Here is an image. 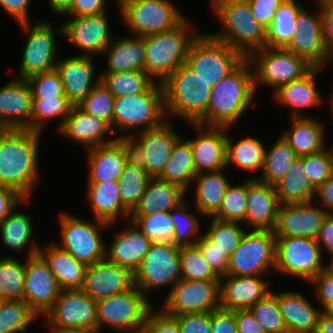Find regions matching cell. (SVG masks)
<instances>
[{
  "instance_id": "cell-1",
  "label": "cell",
  "mask_w": 333,
  "mask_h": 333,
  "mask_svg": "<svg viewBox=\"0 0 333 333\" xmlns=\"http://www.w3.org/2000/svg\"><path fill=\"white\" fill-rule=\"evenodd\" d=\"M43 132L7 129L0 136V185L32 198L40 183L39 143Z\"/></svg>"
},
{
  "instance_id": "cell-2",
  "label": "cell",
  "mask_w": 333,
  "mask_h": 333,
  "mask_svg": "<svg viewBox=\"0 0 333 333\" xmlns=\"http://www.w3.org/2000/svg\"><path fill=\"white\" fill-rule=\"evenodd\" d=\"M255 92L253 68L246 58L212 87L207 111L196 123L231 129L249 109Z\"/></svg>"
},
{
  "instance_id": "cell-3",
  "label": "cell",
  "mask_w": 333,
  "mask_h": 333,
  "mask_svg": "<svg viewBox=\"0 0 333 333\" xmlns=\"http://www.w3.org/2000/svg\"><path fill=\"white\" fill-rule=\"evenodd\" d=\"M222 30L210 35L248 58L266 44V28L253 16L247 0H222L213 7Z\"/></svg>"
},
{
  "instance_id": "cell-4",
  "label": "cell",
  "mask_w": 333,
  "mask_h": 333,
  "mask_svg": "<svg viewBox=\"0 0 333 333\" xmlns=\"http://www.w3.org/2000/svg\"><path fill=\"white\" fill-rule=\"evenodd\" d=\"M200 34L186 18L169 31L145 36V72L158 83H163L185 63L189 48Z\"/></svg>"
},
{
  "instance_id": "cell-5",
  "label": "cell",
  "mask_w": 333,
  "mask_h": 333,
  "mask_svg": "<svg viewBox=\"0 0 333 333\" xmlns=\"http://www.w3.org/2000/svg\"><path fill=\"white\" fill-rule=\"evenodd\" d=\"M166 117L196 123L207 111L212 87L185 63L163 83Z\"/></svg>"
},
{
  "instance_id": "cell-6",
  "label": "cell",
  "mask_w": 333,
  "mask_h": 333,
  "mask_svg": "<svg viewBox=\"0 0 333 333\" xmlns=\"http://www.w3.org/2000/svg\"><path fill=\"white\" fill-rule=\"evenodd\" d=\"M167 119L162 83L154 82L142 93L114 99L113 132H121V137H132L138 129L142 132L157 128Z\"/></svg>"
},
{
  "instance_id": "cell-7",
  "label": "cell",
  "mask_w": 333,
  "mask_h": 333,
  "mask_svg": "<svg viewBox=\"0 0 333 333\" xmlns=\"http://www.w3.org/2000/svg\"><path fill=\"white\" fill-rule=\"evenodd\" d=\"M58 225L61 243L55 244L76 260L89 266L105 259L107 244L103 241L101 231L111 227V224L97 219L90 222L74 214L61 212Z\"/></svg>"
},
{
  "instance_id": "cell-8",
  "label": "cell",
  "mask_w": 333,
  "mask_h": 333,
  "mask_svg": "<svg viewBox=\"0 0 333 333\" xmlns=\"http://www.w3.org/2000/svg\"><path fill=\"white\" fill-rule=\"evenodd\" d=\"M246 58L209 33L191 44L185 64L211 87L233 72Z\"/></svg>"
},
{
  "instance_id": "cell-9",
  "label": "cell",
  "mask_w": 333,
  "mask_h": 333,
  "mask_svg": "<svg viewBox=\"0 0 333 333\" xmlns=\"http://www.w3.org/2000/svg\"><path fill=\"white\" fill-rule=\"evenodd\" d=\"M119 14L127 31L139 37L169 31L187 18L170 0H123Z\"/></svg>"
},
{
  "instance_id": "cell-10",
  "label": "cell",
  "mask_w": 333,
  "mask_h": 333,
  "mask_svg": "<svg viewBox=\"0 0 333 333\" xmlns=\"http://www.w3.org/2000/svg\"><path fill=\"white\" fill-rule=\"evenodd\" d=\"M247 59L253 68L255 90L259 85H265L272 87L274 92L282 85L303 78L314 68L304 58L285 48L264 47Z\"/></svg>"
},
{
  "instance_id": "cell-11",
  "label": "cell",
  "mask_w": 333,
  "mask_h": 333,
  "mask_svg": "<svg viewBox=\"0 0 333 333\" xmlns=\"http://www.w3.org/2000/svg\"><path fill=\"white\" fill-rule=\"evenodd\" d=\"M134 286L132 289L96 301L98 331L104 325L117 332L143 328L150 310L154 307L152 301Z\"/></svg>"
},
{
  "instance_id": "cell-12",
  "label": "cell",
  "mask_w": 333,
  "mask_h": 333,
  "mask_svg": "<svg viewBox=\"0 0 333 333\" xmlns=\"http://www.w3.org/2000/svg\"><path fill=\"white\" fill-rule=\"evenodd\" d=\"M276 236L271 230L245 231L229 258L226 275L258 276L275 271ZM273 270V271H272Z\"/></svg>"
},
{
  "instance_id": "cell-13",
  "label": "cell",
  "mask_w": 333,
  "mask_h": 333,
  "mask_svg": "<svg viewBox=\"0 0 333 333\" xmlns=\"http://www.w3.org/2000/svg\"><path fill=\"white\" fill-rule=\"evenodd\" d=\"M323 254L316 239L276 237L275 272L310 282L324 270Z\"/></svg>"
},
{
  "instance_id": "cell-14",
  "label": "cell",
  "mask_w": 333,
  "mask_h": 333,
  "mask_svg": "<svg viewBox=\"0 0 333 333\" xmlns=\"http://www.w3.org/2000/svg\"><path fill=\"white\" fill-rule=\"evenodd\" d=\"M180 248L175 244L152 243L138 270L134 284L148 298L149 292L162 287L171 288L182 279Z\"/></svg>"
},
{
  "instance_id": "cell-15",
  "label": "cell",
  "mask_w": 333,
  "mask_h": 333,
  "mask_svg": "<svg viewBox=\"0 0 333 333\" xmlns=\"http://www.w3.org/2000/svg\"><path fill=\"white\" fill-rule=\"evenodd\" d=\"M162 304L159 309L171 316L211 312L220 307V280L181 279Z\"/></svg>"
},
{
  "instance_id": "cell-16",
  "label": "cell",
  "mask_w": 333,
  "mask_h": 333,
  "mask_svg": "<svg viewBox=\"0 0 333 333\" xmlns=\"http://www.w3.org/2000/svg\"><path fill=\"white\" fill-rule=\"evenodd\" d=\"M50 21L37 20L19 24L29 35L23 48L22 59L16 78L27 79L34 74L55 69L58 62L56 57L57 43L55 31Z\"/></svg>"
},
{
  "instance_id": "cell-17",
  "label": "cell",
  "mask_w": 333,
  "mask_h": 333,
  "mask_svg": "<svg viewBox=\"0 0 333 333\" xmlns=\"http://www.w3.org/2000/svg\"><path fill=\"white\" fill-rule=\"evenodd\" d=\"M44 318L47 328L81 327L98 330L97 303L82 289L62 290Z\"/></svg>"
},
{
  "instance_id": "cell-18",
  "label": "cell",
  "mask_w": 333,
  "mask_h": 333,
  "mask_svg": "<svg viewBox=\"0 0 333 333\" xmlns=\"http://www.w3.org/2000/svg\"><path fill=\"white\" fill-rule=\"evenodd\" d=\"M316 8L315 13L306 7L299 13L296 31L285 49L304 58L314 68H323L330 62L331 53L324 42L320 6Z\"/></svg>"
},
{
  "instance_id": "cell-19",
  "label": "cell",
  "mask_w": 333,
  "mask_h": 333,
  "mask_svg": "<svg viewBox=\"0 0 333 333\" xmlns=\"http://www.w3.org/2000/svg\"><path fill=\"white\" fill-rule=\"evenodd\" d=\"M107 12L99 15L71 17L60 26V32L79 49L82 56L103 54L113 40ZM112 35V36H111Z\"/></svg>"
},
{
  "instance_id": "cell-20",
  "label": "cell",
  "mask_w": 333,
  "mask_h": 333,
  "mask_svg": "<svg viewBox=\"0 0 333 333\" xmlns=\"http://www.w3.org/2000/svg\"><path fill=\"white\" fill-rule=\"evenodd\" d=\"M25 261L23 300L43 317L53 307L62 289L39 254L26 257Z\"/></svg>"
},
{
  "instance_id": "cell-21",
  "label": "cell",
  "mask_w": 333,
  "mask_h": 333,
  "mask_svg": "<svg viewBox=\"0 0 333 333\" xmlns=\"http://www.w3.org/2000/svg\"><path fill=\"white\" fill-rule=\"evenodd\" d=\"M199 133L187 139L191 145L196 174L217 172L226 168L227 135L229 128L209 127L191 123ZM197 130V131H196Z\"/></svg>"
},
{
  "instance_id": "cell-22",
  "label": "cell",
  "mask_w": 333,
  "mask_h": 333,
  "mask_svg": "<svg viewBox=\"0 0 333 333\" xmlns=\"http://www.w3.org/2000/svg\"><path fill=\"white\" fill-rule=\"evenodd\" d=\"M318 206L313 202L281 204L274 229L275 236L316 239L327 215V212Z\"/></svg>"
},
{
  "instance_id": "cell-23",
  "label": "cell",
  "mask_w": 333,
  "mask_h": 333,
  "mask_svg": "<svg viewBox=\"0 0 333 333\" xmlns=\"http://www.w3.org/2000/svg\"><path fill=\"white\" fill-rule=\"evenodd\" d=\"M135 286L134 274L106 259L86 267L83 291L93 300L124 293Z\"/></svg>"
},
{
  "instance_id": "cell-24",
  "label": "cell",
  "mask_w": 333,
  "mask_h": 333,
  "mask_svg": "<svg viewBox=\"0 0 333 333\" xmlns=\"http://www.w3.org/2000/svg\"><path fill=\"white\" fill-rule=\"evenodd\" d=\"M281 202L275 187L256 177L248 178L245 224L252 229L274 231Z\"/></svg>"
},
{
  "instance_id": "cell-25",
  "label": "cell",
  "mask_w": 333,
  "mask_h": 333,
  "mask_svg": "<svg viewBox=\"0 0 333 333\" xmlns=\"http://www.w3.org/2000/svg\"><path fill=\"white\" fill-rule=\"evenodd\" d=\"M33 97L26 79L14 78L0 87V120L7 129L31 130Z\"/></svg>"
},
{
  "instance_id": "cell-26",
  "label": "cell",
  "mask_w": 333,
  "mask_h": 333,
  "mask_svg": "<svg viewBox=\"0 0 333 333\" xmlns=\"http://www.w3.org/2000/svg\"><path fill=\"white\" fill-rule=\"evenodd\" d=\"M92 56H72L58 60L55 69L60 75L66 97L75 106L99 83L95 78Z\"/></svg>"
},
{
  "instance_id": "cell-27",
  "label": "cell",
  "mask_w": 333,
  "mask_h": 333,
  "mask_svg": "<svg viewBox=\"0 0 333 333\" xmlns=\"http://www.w3.org/2000/svg\"><path fill=\"white\" fill-rule=\"evenodd\" d=\"M126 223L127 227H124L125 229L121 232H117L113 236L112 244L109 247L106 246L105 259L129 269L134 274L148 253L152 241L134 222L127 220Z\"/></svg>"
},
{
  "instance_id": "cell-28",
  "label": "cell",
  "mask_w": 333,
  "mask_h": 333,
  "mask_svg": "<svg viewBox=\"0 0 333 333\" xmlns=\"http://www.w3.org/2000/svg\"><path fill=\"white\" fill-rule=\"evenodd\" d=\"M263 276L220 277V307L228 310L248 309L263 299L272 290Z\"/></svg>"
},
{
  "instance_id": "cell-29",
  "label": "cell",
  "mask_w": 333,
  "mask_h": 333,
  "mask_svg": "<svg viewBox=\"0 0 333 333\" xmlns=\"http://www.w3.org/2000/svg\"><path fill=\"white\" fill-rule=\"evenodd\" d=\"M57 131L67 139L85 146V150L115 140L105 136L107 133H112L107 122L86 113L78 105L73 106L63 125Z\"/></svg>"
},
{
  "instance_id": "cell-30",
  "label": "cell",
  "mask_w": 333,
  "mask_h": 333,
  "mask_svg": "<svg viewBox=\"0 0 333 333\" xmlns=\"http://www.w3.org/2000/svg\"><path fill=\"white\" fill-rule=\"evenodd\" d=\"M174 129L171 121L166 120L157 128L132 136L144 149L147 156L146 172L151 178H157L162 173L174 144L181 137Z\"/></svg>"
},
{
  "instance_id": "cell-31",
  "label": "cell",
  "mask_w": 333,
  "mask_h": 333,
  "mask_svg": "<svg viewBox=\"0 0 333 333\" xmlns=\"http://www.w3.org/2000/svg\"><path fill=\"white\" fill-rule=\"evenodd\" d=\"M321 69L323 70V68H313L303 78L282 85L273 92L272 97L277 103L290 107V117H300L302 116L300 110L319 105L322 107V103H325L323 95L316 87L317 75L319 76Z\"/></svg>"
},
{
  "instance_id": "cell-32",
  "label": "cell",
  "mask_w": 333,
  "mask_h": 333,
  "mask_svg": "<svg viewBox=\"0 0 333 333\" xmlns=\"http://www.w3.org/2000/svg\"><path fill=\"white\" fill-rule=\"evenodd\" d=\"M276 298L288 333H315L318 319L323 312L321 307L313 306V303L298 292H278Z\"/></svg>"
},
{
  "instance_id": "cell-33",
  "label": "cell",
  "mask_w": 333,
  "mask_h": 333,
  "mask_svg": "<svg viewBox=\"0 0 333 333\" xmlns=\"http://www.w3.org/2000/svg\"><path fill=\"white\" fill-rule=\"evenodd\" d=\"M88 178L87 183L118 181L126 163L122 145L114 141L87 149Z\"/></svg>"
},
{
  "instance_id": "cell-34",
  "label": "cell",
  "mask_w": 333,
  "mask_h": 333,
  "mask_svg": "<svg viewBox=\"0 0 333 333\" xmlns=\"http://www.w3.org/2000/svg\"><path fill=\"white\" fill-rule=\"evenodd\" d=\"M87 187V200L94 219L111 225L121 218L129 220L131 212L122 204L118 181L87 183Z\"/></svg>"
},
{
  "instance_id": "cell-35",
  "label": "cell",
  "mask_w": 333,
  "mask_h": 333,
  "mask_svg": "<svg viewBox=\"0 0 333 333\" xmlns=\"http://www.w3.org/2000/svg\"><path fill=\"white\" fill-rule=\"evenodd\" d=\"M103 54L107 56V68L102 73L145 71V37L114 38Z\"/></svg>"
},
{
  "instance_id": "cell-36",
  "label": "cell",
  "mask_w": 333,
  "mask_h": 333,
  "mask_svg": "<svg viewBox=\"0 0 333 333\" xmlns=\"http://www.w3.org/2000/svg\"><path fill=\"white\" fill-rule=\"evenodd\" d=\"M38 254L44 259L54 274L62 290L83 289L86 265L76 260L57 244L39 248Z\"/></svg>"
},
{
  "instance_id": "cell-37",
  "label": "cell",
  "mask_w": 333,
  "mask_h": 333,
  "mask_svg": "<svg viewBox=\"0 0 333 333\" xmlns=\"http://www.w3.org/2000/svg\"><path fill=\"white\" fill-rule=\"evenodd\" d=\"M290 118L292 127L281 136L297 156L316 154L326 149L324 123L304 114Z\"/></svg>"
},
{
  "instance_id": "cell-38",
  "label": "cell",
  "mask_w": 333,
  "mask_h": 333,
  "mask_svg": "<svg viewBox=\"0 0 333 333\" xmlns=\"http://www.w3.org/2000/svg\"><path fill=\"white\" fill-rule=\"evenodd\" d=\"M187 191L181 186L150 178L146 189L130 216H146L156 212H169L185 200Z\"/></svg>"
},
{
  "instance_id": "cell-39",
  "label": "cell",
  "mask_w": 333,
  "mask_h": 333,
  "mask_svg": "<svg viewBox=\"0 0 333 333\" xmlns=\"http://www.w3.org/2000/svg\"><path fill=\"white\" fill-rule=\"evenodd\" d=\"M226 168L217 172L197 174L193 179L196 213L212 217L220 208L231 183L225 175ZM196 183L194 184V182Z\"/></svg>"
},
{
  "instance_id": "cell-40",
  "label": "cell",
  "mask_w": 333,
  "mask_h": 333,
  "mask_svg": "<svg viewBox=\"0 0 333 333\" xmlns=\"http://www.w3.org/2000/svg\"><path fill=\"white\" fill-rule=\"evenodd\" d=\"M15 207L11 213L0 223L1 241L8 250L15 252L22 251L29 246L27 258L35 256L39 252L40 246L31 241L33 236L32 217L16 210ZM33 242V243H30Z\"/></svg>"
},
{
  "instance_id": "cell-41",
  "label": "cell",
  "mask_w": 333,
  "mask_h": 333,
  "mask_svg": "<svg viewBox=\"0 0 333 333\" xmlns=\"http://www.w3.org/2000/svg\"><path fill=\"white\" fill-rule=\"evenodd\" d=\"M196 175L191 145L181 136L174 144L170 158L157 178L181 186L188 192Z\"/></svg>"
},
{
  "instance_id": "cell-42",
  "label": "cell",
  "mask_w": 333,
  "mask_h": 333,
  "mask_svg": "<svg viewBox=\"0 0 333 333\" xmlns=\"http://www.w3.org/2000/svg\"><path fill=\"white\" fill-rule=\"evenodd\" d=\"M281 204L310 203L315 198V188L310 183L298 156L286 175L274 185Z\"/></svg>"
},
{
  "instance_id": "cell-43",
  "label": "cell",
  "mask_w": 333,
  "mask_h": 333,
  "mask_svg": "<svg viewBox=\"0 0 333 333\" xmlns=\"http://www.w3.org/2000/svg\"><path fill=\"white\" fill-rule=\"evenodd\" d=\"M297 0H284L266 28L267 48H286L296 31V19L304 9Z\"/></svg>"
},
{
  "instance_id": "cell-44",
  "label": "cell",
  "mask_w": 333,
  "mask_h": 333,
  "mask_svg": "<svg viewBox=\"0 0 333 333\" xmlns=\"http://www.w3.org/2000/svg\"><path fill=\"white\" fill-rule=\"evenodd\" d=\"M260 140L256 137H246L236 143L228 134L226 169L232 164L245 171L262 170L266 148Z\"/></svg>"
},
{
  "instance_id": "cell-45",
  "label": "cell",
  "mask_w": 333,
  "mask_h": 333,
  "mask_svg": "<svg viewBox=\"0 0 333 333\" xmlns=\"http://www.w3.org/2000/svg\"><path fill=\"white\" fill-rule=\"evenodd\" d=\"M297 157L290 145L280 136L269 149L266 147L261 177L256 179L274 186L286 175Z\"/></svg>"
},
{
  "instance_id": "cell-46",
  "label": "cell",
  "mask_w": 333,
  "mask_h": 333,
  "mask_svg": "<svg viewBox=\"0 0 333 333\" xmlns=\"http://www.w3.org/2000/svg\"><path fill=\"white\" fill-rule=\"evenodd\" d=\"M73 106L66 96L33 97L31 130L42 132L50 120L58 117L60 119L57 124L59 129L70 114Z\"/></svg>"
},
{
  "instance_id": "cell-47",
  "label": "cell",
  "mask_w": 333,
  "mask_h": 333,
  "mask_svg": "<svg viewBox=\"0 0 333 333\" xmlns=\"http://www.w3.org/2000/svg\"><path fill=\"white\" fill-rule=\"evenodd\" d=\"M100 81L115 96H128L146 91L155 81L145 71L100 73Z\"/></svg>"
},
{
  "instance_id": "cell-48",
  "label": "cell",
  "mask_w": 333,
  "mask_h": 333,
  "mask_svg": "<svg viewBox=\"0 0 333 333\" xmlns=\"http://www.w3.org/2000/svg\"><path fill=\"white\" fill-rule=\"evenodd\" d=\"M38 317L25 300H4L0 308V333H26Z\"/></svg>"
},
{
  "instance_id": "cell-49",
  "label": "cell",
  "mask_w": 333,
  "mask_h": 333,
  "mask_svg": "<svg viewBox=\"0 0 333 333\" xmlns=\"http://www.w3.org/2000/svg\"><path fill=\"white\" fill-rule=\"evenodd\" d=\"M25 282V262L20 263L15 256L0 257V297L3 300H23Z\"/></svg>"
},
{
  "instance_id": "cell-50",
  "label": "cell",
  "mask_w": 333,
  "mask_h": 333,
  "mask_svg": "<svg viewBox=\"0 0 333 333\" xmlns=\"http://www.w3.org/2000/svg\"><path fill=\"white\" fill-rule=\"evenodd\" d=\"M129 220L134 222L152 243L174 244L175 226L170 211H160L146 216H130Z\"/></svg>"
},
{
  "instance_id": "cell-51",
  "label": "cell",
  "mask_w": 333,
  "mask_h": 333,
  "mask_svg": "<svg viewBox=\"0 0 333 333\" xmlns=\"http://www.w3.org/2000/svg\"><path fill=\"white\" fill-rule=\"evenodd\" d=\"M210 219V226L204 235L230 258L233 251L238 247L246 229L240 222L224 221L214 217H210Z\"/></svg>"
},
{
  "instance_id": "cell-52",
  "label": "cell",
  "mask_w": 333,
  "mask_h": 333,
  "mask_svg": "<svg viewBox=\"0 0 333 333\" xmlns=\"http://www.w3.org/2000/svg\"><path fill=\"white\" fill-rule=\"evenodd\" d=\"M190 204L191 202L184 200L170 211L175 226L174 244L179 247L195 245L200 238L197 236L199 228H201L198 214L195 215L193 212L187 211Z\"/></svg>"
},
{
  "instance_id": "cell-53",
  "label": "cell",
  "mask_w": 333,
  "mask_h": 333,
  "mask_svg": "<svg viewBox=\"0 0 333 333\" xmlns=\"http://www.w3.org/2000/svg\"><path fill=\"white\" fill-rule=\"evenodd\" d=\"M146 170L126 165L118 180L122 204L132 212L138 205L150 180Z\"/></svg>"
},
{
  "instance_id": "cell-54",
  "label": "cell",
  "mask_w": 333,
  "mask_h": 333,
  "mask_svg": "<svg viewBox=\"0 0 333 333\" xmlns=\"http://www.w3.org/2000/svg\"><path fill=\"white\" fill-rule=\"evenodd\" d=\"M248 179L240 185H229L219 210L212 216L219 220L245 223Z\"/></svg>"
},
{
  "instance_id": "cell-55",
  "label": "cell",
  "mask_w": 333,
  "mask_h": 333,
  "mask_svg": "<svg viewBox=\"0 0 333 333\" xmlns=\"http://www.w3.org/2000/svg\"><path fill=\"white\" fill-rule=\"evenodd\" d=\"M181 277L187 280H220L196 245L180 248Z\"/></svg>"
},
{
  "instance_id": "cell-56",
  "label": "cell",
  "mask_w": 333,
  "mask_h": 333,
  "mask_svg": "<svg viewBox=\"0 0 333 333\" xmlns=\"http://www.w3.org/2000/svg\"><path fill=\"white\" fill-rule=\"evenodd\" d=\"M248 310L265 329L266 333H288L280 312L276 293L273 290Z\"/></svg>"
},
{
  "instance_id": "cell-57",
  "label": "cell",
  "mask_w": 333,
  "mask_h": 333,
  "mask_svg": "<svg viewBox=\"0 0 333 333\" xmlns=\"http://www.w3.org/2000/svg\"><path fill=\"white\" fill-rule=\"evenodd\" d=\"M114 99L115 96L99 81L78 106L86 113L107 122L113 133Z\"/></svg>"
},
{
  "instance_id": "cell-58",
  "label": "cell",
  "mask_w": 333,
  "mask_h": 333,
  "mask_svg": "<svg viewBox=\"0 0 333 333\" xmlns=\"http://www.w3.org/2000/svg\"><path fill=\"white\" fill-rule=\"evenodd\" d=\"M316 154L299 156L305 173L314 188L333 176V145Z\"/></svg>"
},
{
  "instance_id": "cell-59",
  "label": "cell",
  "mask_w": 333,
  "mask_h": 333,
  "mask_svg": "<svg viewBox=\"0 0 333 333\" xmlns=\"http://www.w3.org/2000/svg\"><path fill=\"white\" fill-rule=\"evenodd\" d=\"M26 80L31 88L32 97L66 96L56 69L34 74Z\"/></svg>"
},
{
  "instance_id": "cell-60",
  "label": "cell",
  "mask_w": 333,
  "mask_h": 333,
  "mask_svg": "<svg viewBox=\"0 0 333 333\" xmlns=\"http://www.w3.org/2000/svg\"><path fill=\"white\" fill-rule=\"evenodd\" d=\"M195 245L199 248L203 257L219 277H223L227 274L229 258L219 250L213 242L203 234L200 235Z\"/></svg>"
},
{
  "instance_id": "cell-61",
  "label": "cell",
  "mask_w": 333,
  "mask_h": 333,
  "mask_svg": "<svg viewBox=\"0 0 333 333\" xmlns=\"http://www.w3.org/2000/svg\"><path fill=\"white\" fill-rule=\"evenodd\" d=\"M144 328L149 333H181L177 316L165 314L152 308L146 318Z\"/></svg>"
},
{
  "instance_id": "cell-62",
  "label": "cell",
  "mask_w": 333,
  "mask_h": 333,
  "mask_svg": "<svg viewBox=\"0 0 333 333\" xmlns=\"http://www.w3.org/2000/svg\"><path fill=\"white\" fill-rule=\"evenodd\" d=\"M181 333H211V312L177 316Z\"/></svg>"
},
{
  "instance_id": "cell-63",
  "label": "cell",
  "mask_w": 333,
  "mask_h": 333,
  "mask_svg": "<svg viewBox=\"0 0 333 333\" xmlns=\"http://www.w3.org/2000/svg\"><path fill=\"white\" fill-rule=\"evenodd\" d=\"M308 284L313 285L315 297L324 312L333 303V275L323 270Z\"/></svg>"
},
{
  "instance_id": "cell-64",
  "label": "cell",
  "mask_w": 333,
  "mask_h": 333,
  "mask_svg": "<svg viewBox=\"0 0 333 333\" xmlns=\"http://www.w3.org/2000/svg\"><path fill=\"white\" fill-rule=\"evenodd\" d=\"M115 139L122 145L125 152L126 163L146 170L147 156L142 146L131 136H117Z\"/></svg>"
},
{
  "instance_id": "cell-65",
  "label": "cell",
  "mask_w": 333,
  "mask_h": 333,
  "mask_svg": "<svg viewBox=\"0 0 333 333\" xmlns=\"http://www.w3.org/2000/svg\"><path fill=\"white\" fill-rule=\"evenodd\" d=\"M211 333H238L235 310L219 307L211 311Z\"/></svg>"
},
{
  "instance_id": "cell-66",
  "label": "cell",
  "mask_w": 333,
  "mask_h": 333,
  "mask_svg": "<svg viewBox=\"0 0 333 333\" xmlns=\"http://www.w3.org/2000/svg\"><path fill=\"white\" fill-rule=\"evenodd\" d=\"M255 19L265 28L273 20V16L284 0H247Z\"/></svg>"
},
{
  "instance_id": "cell-67",
  "label": "cell",
  "mask_w": 333,
  "mask_h": 333,
  "mask_svg": "<svg viewBox=\"0 0 333 333\" xmlns=\"http://www.w3.org/2000/svg\"><path fill=\"white\" fill-rule=\"evenodd\" d=\"M31 198H24L17 191L0 185V223L11 213L19 204H29Z\"/></svg>"
},
{
  "instance_id": "cell-68",
  "label": "cell",
  "mask_w": 333,
  "mask_h": 333,
  "mask_svg": "<svg viewBox=\"0 0 333 333\" xmlns=\"http://www.w3.org/2000/svg\"><path fill=\"white\" fill-rule=\"evenodd\" d=\"M107 4L105 0H73L71 8L66 14L70 17L99 15L107 12Z\"/></svg>"
},
{
  "instance_id": "cell-69",
  "label": "cell",
  "mask_w": 333,
  "mask_h": 333,
  "mask_svg": "<svg viewBox=\"0 0 333 333\" xmlns=\"http://www.w3.org/2000/svg\"><path fill=\"white\" fill-rule=\"evenodd\" d=\"M30 0H0V7L4 9L19 24L30 22L29 5Z\"/></svg>"
},
{
  "instance_id": "cell-70",
  "label": "cell",
  "mask_w": 333,
  "mask_h": 333,
  "mask_svg": "<svg viewBox=\"0 0 333 333\" xmlns=\"http://www.w3.org/2000/svg\"><path fill=\"white\" fill-rule=\"evenodd\" d=\"M238 333H266L248 309L235 310Z\"/></svg>"
},
{
  "instance_id": "cell-71",
  "label": "cell",
  "mask_w": 333,
  "mask_h": 333,
  "mask_svg": "<svg viewBox=\"0 0 333 333\" xmlns=\"http://www.w3.org/2000/svg\"><path fill=\"white\" fill-rule=\"evenodd\" d=\"M316 241L321 248L322 254L326 251L329 254L333 253V213H327L316 237Z\"/></svg>"
},
{
  "instance_id": "cell-72",
  "label": "cell",
  "mask_w": 333,
  "mask_h": 333,
  "mask_svg": "<svg viewBox=\"0 0 333 333\" xmlns=\"http://www.w3.org/2000/svg\"><path fill=\"white\" fill-rule=\"evenodd\" d=\"M315 196V204H320L327 213H333V176L315 188Z\"/></svg>"
},
{
  "instance_id": "cell-73",
  "label": "cell",
  "mask_w": 333,
  "mask_h": 333,
  "mask_svg": "<svg viewBox=\"0 0 333 333\" xmlns=\"http://www.w3.org/2000/svg\"><path fill=\"white\" fill-rule=\"evenodd\" d=\"M322 16V28L324 35V42L331 53L330 61L333 60V5L320 6Z\"/></svg>"
},
{
  "instance_id": "cell-74",
  "label": "cell",
  "mask_w": 333,
  "mask_h": 333,
  "mask_svg": "<svg viewBox=\"0 0 333 333\" xmlns=\"http://www.w3.org/2000/svg\"><path fill=\"white\" fill-rule=\"evenodd\" d=\"M315 333H333V317L322 312Z\"/></svg>"
},
{
  "instance_id": "cell-75",
  "label": "cell",
  "mask_w": 333,
  "mask_h": 333,
  "mask_svg": "<svg viewBox=\"0 0 333 333\" xmlns=\"http://www.w3.org/2000/svg\"><path fill=\"white\" fill-rule=\"evenodd\" d=\"M73 0H49L50 10L57 15H65L71 8Z\"/></svg>"
},
{
  "instance_id": "cell-76",
  "label": "cell",
  "mask_w": 333,
  "mask_h": 333,
  "mask_svg": "<svg viewBox=\"0 0 333 333\" xmlns=\"http://www.w3.org/2000/svg\"><path fill=\"white\" fill-rule=\"evenodd\" d=\"M50 333H100L98 330H89L81 327H49Z\"/></svg>"
},
{
  "instance_id": "cell-77",
  "label": "cell",
  "mask_w": 333,
  "mask_h": 333,
  "mask_svg": "<svg viewBox=\"0 0 333 333\" xmlns=\"http://www.w3.org/2000/svg\"><path fill=\"white\" fill-rule=\"evenodd\" d=\"M329 256H331L330 258V263L328 264H326V265H324V270L327 272V273H329V274H332L333 275V253H330V255Z\"/></svg>"
},
{
  "instance_id": "cell-78",
  "label": "cell",
  "mask_w": 333,
  "mask_h": 333,
  "mask_svg": "<svg viewBox=\"0 0 333 333\" xmlns=\"http://www.w3.org/2000/svg\"><path fill=\"white\" fill-rule=\"evenodd\" d=\"M316 5H318V6H331V5H333V0H316Z\"/></svg>"
},
{
  "instance_id": "cell-79",
  "label": "cell",
  "mask_w": 333,
  "mask_h": 333,
  "mask_svg": "<svg viewBox=\"0 0 333 333\" xmlns=\"http://www.w3.org/2000/svg\"><path fill=\"white\" fill-rule=\"evenodd\" d=\"M324 312L333 317V303Z\"/></svg>"
},
{
  "instance_id": "cell-80",
  "label": "cell",
  "mask_w": 333,
  "mask_h": 333,
  "mask_svg": "<svg viewBox=\"0 0 333 333\" xmlns=\"http://www.w3.org/2000/svg\"><path fill=\"white\" fill-rule=\"evenodd\" d=\"M127 333H149L144 327L138 330L129 331Z\"/></svg>"
}]
</instances>
